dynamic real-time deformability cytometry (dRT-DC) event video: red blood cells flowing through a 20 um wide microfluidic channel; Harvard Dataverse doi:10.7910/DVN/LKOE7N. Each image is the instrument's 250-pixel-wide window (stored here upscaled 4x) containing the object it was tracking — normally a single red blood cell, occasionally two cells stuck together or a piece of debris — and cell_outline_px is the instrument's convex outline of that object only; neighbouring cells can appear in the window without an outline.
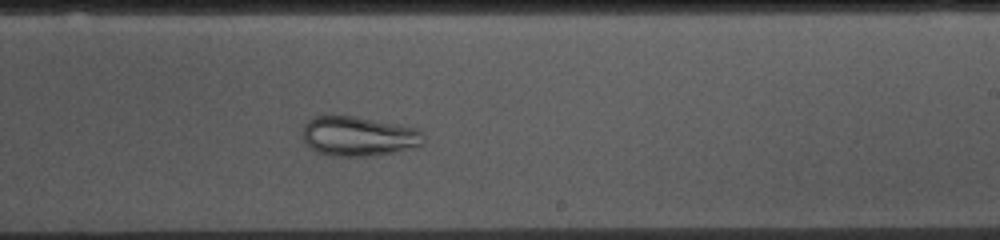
{"species": "common noctule bat (a hibernating species)", "species_latin": "Nyctalus noctula", "temperature_condition": "cold", "stored_images_in_passage": 54, "camera_frame_rate_fps": 3000, "um_per_image_px": 0.085, "animal": {"sex": "female", "body_mass_g": 10.0, "forearm_length_mm": 53.1}, "frame": {"image": 1, "passage_image": 31, "time_ms": 10.0, "image_size_px": [1000, 240], "cell_outline_px": [[424, 144], [392, 152], [372, 156], [332, 156], [316, 152], [308, 148], [304, 140], [304, 124], [308, 120], [316, 116], [328, 112], [356, 116], [416, 128], [424, 132]], "centroid_in_image_um": [30.42, 11.55], "position_along_channel_um": 258.6, "area_um2": 28.5}}